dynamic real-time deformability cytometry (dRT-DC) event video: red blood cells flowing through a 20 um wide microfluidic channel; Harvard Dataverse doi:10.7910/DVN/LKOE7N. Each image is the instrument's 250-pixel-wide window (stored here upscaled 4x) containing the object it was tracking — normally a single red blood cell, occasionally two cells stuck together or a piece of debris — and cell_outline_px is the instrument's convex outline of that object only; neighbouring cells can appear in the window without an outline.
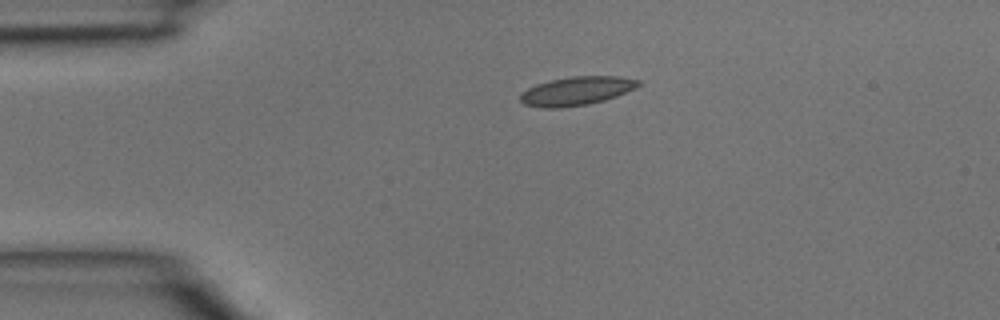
{"species": "common noctule bat (a hibernating species)", "species_latin": "Nyctalus noctula", "temperature_condition": "room temperature", "stored_images_in_passage": 2, "camera_frame_rate_fps": 3000, "um_per_image_px": 0.085, "animal": {"sex": "male", "body_mass_g": 15.6}, "frame": {"image": 1, "passage_image": 1, "time_ms": 0.0, "image_size_px": [1000, 320], "cell_outline_px": [[640, 84], [636, 88], [616, 96], [604, 100], [588, 104], [560, 108], [544, 108], [524, 104], [520, 100], [520, 96], [528, 88], [536, 84], [552, 80], [572, 76], [616, 76], [640, 80]], "centroid_in_image_um": [49.02, 7.73], "position_along_channel_um": 36.0, "area_um2": 19.54}}